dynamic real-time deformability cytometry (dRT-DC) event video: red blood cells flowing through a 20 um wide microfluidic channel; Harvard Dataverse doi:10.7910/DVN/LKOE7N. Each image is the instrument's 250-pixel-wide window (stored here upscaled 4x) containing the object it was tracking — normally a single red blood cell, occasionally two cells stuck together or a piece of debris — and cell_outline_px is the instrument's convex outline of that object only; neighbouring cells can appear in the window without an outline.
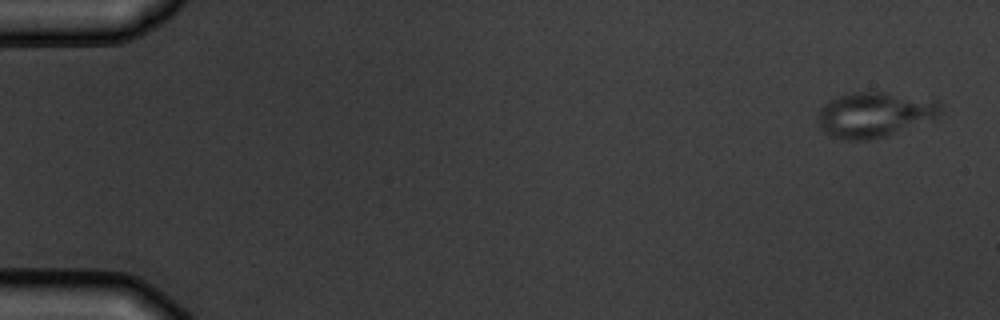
{"species": "common noctule bat (a hibernating species)", "species_latin": "Nyctalus noctula", "temperature_condition": "warm", "stored_images_in_passage": 5, "camera_frame_rate_fps": 3000, "um_per_image_px": 0.085, "animal": {"sex": "male", "body_mass_g": 19.5, "forearm_length_mm": 54.6}, "frame": {"image": 1, "passage_image": 1, "time_ms": 0.0, "image_size_px": [1000, 320], "cell_outline_px": [[944, 104], [940, 112], [936, 116], [884, 136], [868, 140], [848, 140], [832, 136], [824, 132], [820, 128], [816, 120], [820, 108], [828, 100], [852, 92], [884, 92], [940, 100]], "centroid_in_image_um": [74.29, 9.72], "position_along_channel_um": 10.7, "area_um2": 31.96}}